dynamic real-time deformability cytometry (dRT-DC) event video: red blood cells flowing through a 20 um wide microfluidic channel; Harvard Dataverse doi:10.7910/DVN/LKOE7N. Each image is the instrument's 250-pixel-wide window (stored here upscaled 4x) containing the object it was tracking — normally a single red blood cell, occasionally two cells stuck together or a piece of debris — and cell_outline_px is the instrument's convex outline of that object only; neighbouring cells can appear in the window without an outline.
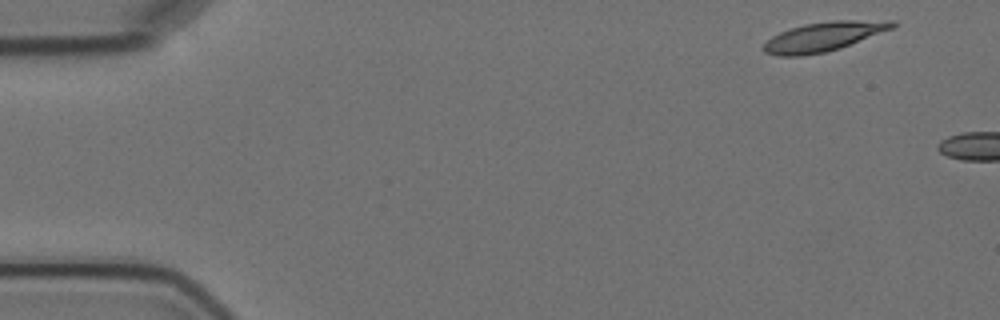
{"species": "Egyptian fruit bat (a non-hibernating species)", "species_latin": "Rousettus aegyptiacus", "temperature_condition": "cold", "stored_images_in_passage": 4, "camera_frame_rate_fps": 3000, "um_per_image_px": 0.085, "animal": {"sex": "female"}, "frame": {"image": 1, "passage_image": 1, "time_ms": 0.0, "image_size_px": [1000, 320], "cell_outline_px": [[896, 24], [892, 28], [840, 48], [824, 52], [800, 56], [780, 56], [764, 52], [764, 44], [772, 36], [780, 32], [804, 24], [832, 20], [896, 20]], "centroid_in_image_um": [70.01, 3.1], "position_along_channel_um": 15.0, "area_um2": 21.68}}